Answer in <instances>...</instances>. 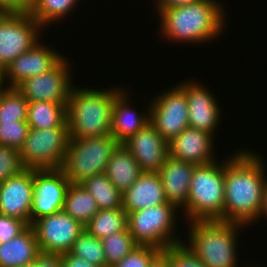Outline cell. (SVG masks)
I'll return each mask as SVG.
<instances>
[{"label":"cell","mask_w":267,"mask_h":267,"mask_svg":"<svg viewBox=\"0 0 267 267\" xmlns=\"http://www.w3.org/2000/svg\"><path fill=\"white\" fill-rule=\"evenodd\" d=\"M261 156L240 149L226 157L224 221L246 226L259 221L267 183L266 163Z\"/></svg>","instance_id":"obj_1"},{"label":"cell","mask_w":267,"mask_h":267,"mask_svg":"<svg viewBox=\"0 0 267 267\" xmlns=\"http://www.w3.org/2000/svg\"><path fill=\"white\" fill-rule=\"evenodd\" d=\"M220 1L199 0L186 6L156 9L160 35L173 43H209L225 30L226 11Z\"/></svg>","instance_id":"obj_2"},{"label":"cell","mask_w":267,"mask_h":267,"mask_svg":"<svg viewBox=\"0 0 267 267\" xmlns=\"http://www.w3.org/2000/svg\"><path fill=\"white\" fill-rule=\"evenodd\" d=\"M122 88L97 89L74 86L67 103L70 139L111 135L112 109Z\"/></svg>","instance_id":"obj_3"},{"label":"cell","mask_w":267,"mask_h":267,"mask_svg":"<svg viewBox=\"0 0 267 267\" xmlns=\"http://www.w3.org/2000/svg\"><path fill=\"white\" fill-rule=\"evenodd\" d=\"M188 236L182 242L206 267H238V233L246 225L221 220L188 222ZM189 237V238H188Z\"/></svg>","instance_id":"obj_4"},{"label":"cell","mask_w":267,"mask_h":267,"mask_svg":"<svg viewBox=\"0 0 267 267\" xmlns=\"http://www.w3.org/2000/svg\"><path fill=\"white\" fill-rule=\"evenodd\" d=\"M196 166L190 183L187 206L182 209L188 222L196 220L224 221L225 159Z\"/></svg>","instance_id":"obj_5"},{"label":"cell","mask_w":267,"mask_h":267,"mask_svg":"<svg viewBox=\"0 0 267 267\" xmlns=\"http://www.w3.org/2000/svg\"><path fill=\"white\" fill-rule=\"evenodd\" d=\"M178 211L173 204L167 202L128 212L127 228L138 245L154 246L164 251L183 242L175 234Z\"/></svg>","instance_id":"obj_6"},{"label":"cell","mask_w":267,"mask_h":267,"mask_svg":"<svg viewBox=\"0 0 267 267\" xmlns=\"http://www.w3.org/2000/svg\"><path fill=\"white\" fill-rule=\"evenodd\" d=\"M118 145L111 135L70 139L61 170L69 182L75 184L103 174Z\"/></svg>","instance_id":"obj_7"},{"label":"cell","mask_w":267,"mask_h":267,"mask_svg":"<svg viewBox=\"0 0 267 267\" xmlns=\"http://www.w3.org/2000/svg\"><path fill=\"white\" fill-rule=\"evenodd\" d=\"M70 136L68 123L46 130L30 128L19 153L25 169H61Z\"/></svg>","instance_id":"obj_8"},{"label":"cell","mask_w":267,"mask_h":267,"mask_svg":"<svg viewBox=\"0 0 267 267\" xmlns=\"http://www.w3.org/2000/svg\"><path fill=\"white\" fill-rule=\"evenodd\" d=\"M42 32L31 14H0V68L4 70L12 60L30 50L42 39Z\"/></svg>","instance_id":"obj_9"},{"label":"cell","mask_w":267,"mask_h":267,"mask_svg":"<svg viewBox=\"0 0 267 267\" xmlns=\"http://www.w3.org/2000/svg\"><path fill=\"white\" fill-rule=\"evenodd\" d=\"M175 85L157 94L149 104V122L168 142L189 127L186 93Z\"/></svg>","instance_id":"obj_10"},{"label":"cell","mask_w":267,"mask_h":267,"mask_svg":"<svg viewBox=\"0 0 267 267\" xmlns=\"http://www.w3.org/2000/svg\"><path fill=\"white\" fill-rule=\"evenodd\" d=\"M71 65L65 56L48 72L24 79L16 88L28 102L68 103L75 86Z\"/></svg>","instance_id":"obj_11"},{"label":"cell","mask_w":267,"mask_h":267,"mask_svg":"<svg viewBox=\"0 0 267 267\" xmlns=\"http://www.w3.org/2000/svg\"><path fill=\"white\" fill-rule=\"evenodd\" d=\"M35 231L40 252L63 254L70 252L85 226L63 210L41 217L31 225Z\"/></svg>","instance_id":"obj_12"},{"label":"cell","mask_w":267,"mask_h":267,"mask_svg":"<svg viewBox=\"0 0 267 267\" xmlns=\"http://www.w3.org/2000/svg\"><path fill=\"white\" fill-rule=\"evenodd\" d=\"M70 184L61 169H33L31 225L41 217L63 210Z\"/></svg>","instance_id":"obj_13"},{"label":"cell","mask_w":267,"mask_h":267,"mask_svg":"<svg viewBox=\"0 0 267 267\" xmlns=\"http://www.w3.org/2000/svg\"><path fill=\"white\" fill-rule=\"evenodd\" d=\"M178 86L186 93L189 127L215 136L222 110L211 90L193 79L180 81Z\"/></svg>","instance_id":"obj_14"},{"label":"cell","mask_w":267,"mask_h":267,"mask_svg":"<svg viewBox=\"0 0 267 267\" xmlns=\"http://www.w3.org/2000/svg\"><path fill=\"white\" fill-rule=\"evenodd\" d=\"M32 199L33 169H24L0 183V214L23 220L29 226Z\"/></svg>","instance_id":"obj_15"},{"label":"cell","mask_w":267,"mask_h":267,"mask_svg":"<svg viewBox=\"0 0 267 267\" xmlns=\"http://www.w3.org/2000/svg\"><path fill=\"white\" fill-rule=\"evenodd\" d=\"M64 56L54 48L45 46L41 39L26 53L12 60L3 70L4 80L7 79L4 81L6 87H16L26 78L48 72Z\"/></svg>","instance_id":"obj_16"},{"label":"cell","mask_w":267,"mask_h":267,"mask_svg":"<svg viewBox=\"0 0 267 267\" xmlns=\"http://www.w3.org/2000/svg\"><path fill=\"white\" fill-rule=\"evenodd\" d=\"M122 145L131 152L143 171L159 172L169 156L168 141L150 122Z\"/></svg>","instance_id":"obj_17"},{"label":"cell","mask_w":267,"mask_h":267,"mask_svg":"<svg viewBox=\"0 0 267 267\" xmlns=\"http://www.w3.org/2000/svg\"><path fill=\"white\" fill-rule=\"evenodd\" d=\"M214 136L191 127L185 128L168 142L169 156L196 166L208 165L216 160Z\"/></svg>","instance_id":"obj_18"},{"label":"cell","mask_w":267,"mask_h":267,"mask_svg":"<svg viewBox=\"0 0 267 267\" xmlns=\"http://www.w3.org/2000/svg\"><path fill=\"white\" fill-rule=\"evenodd\" d=\"M196 165L170 156L158 172L167 202L181 210L187 206L189 189Z\"/></svg>","instance_id":"obj_19"},{"label":"cell","mask_w":267,"mask_h":267,"mask_svg":"<svg viewBox=\"0 0 267 267\" xmlns=\"http://www.w3.org/2000/svg\"><path fill=\"white\" fill-rule=\"evenodd\" d=\"M123 209L135 210L167 203L158 172L143 171L138 179L122 194Z\"/></svg>","instance_id":"obj_20"},{"label":"cell","mask_w":267,"mask_h":267,"mask_svg":"<svg viewBox=\"0 0 267 267\" xmlns=\"http://www.w3.org/2000/svg\"><path fill=\"white\" fill-rule=\"evenodd\" d=\"M128 91L122 89L115 97L112 109L111 136L122 144L130 136L135 135L150 121L149 106L144 114L136 112L130 105Z\"/></svg>","instance_id":"obj_21"},{"label":"cell","mask_w":267,"mask_h":267,"mask_svg":"<svg viewBox=\"0 0 267 267\" xmlns=\"http://www.w3.org/2000/svg\"><path fill=\"white\" fill-rule=\"evenodd\" d=\"M40 253L35 231L29 225L22 233L0 244V267H22Z\"/></svg>","instance_id":"obj_22"},{"label":"cell","mask_w":267,"mask_h":267,"mask_svg":"<svg viewBox=\"0 0 267 267\" xmlns=\"http://www.w3.org/2000/svg\"><path fill=\"white\" fill-rule=\"evenodd\" d=\"M142 172L131 152L124 145L119 144L109 159L105 174L123 194Z\"/></svg>","instance_id":"obj_23"},{"label":"cell","mask_w":267,"mask_h":267,"mask_svg":"<svg viewBox=\"0 0 267 267\" xmlns=\"http://www.w3.org/2000/svg\"><path fill=\"white\" fill-rule=\"evenodd\" d=\"M67 122V103L34 101L28 103L27 123L33 129L62 127Z\"/></svg>","instance_id":"obj_24"},{"label":"cell","mask_w":267,"mask_h":267,"mask_svg":"<svg viewBox=\"0 0 267 267\" xmlns=\"http://www.w3.org/2000/svg\"><path fill=\"white\" fill-rule=\"evenodd\" d=\"M63 211L85 226L99 211V207L82 185L71 183L66 192Z\"/></svg>","instance_id":"obj_25"},{"label":"cell","mask_w":267,"mask_h":267,"mask_svg":"<svg viewBox=\"0 0 267 267\" xmlns=\"http://www.w3.org/2000/svg\"><path fill=\"white\" fill-rule=\"evenodd\" d=\"M95 199L99 209L123 208L122 193L105 173L94 175L80 183Z\"/></svg>","instance_id":"obj_26"},{"label":"cell","mask_w":267,"mask_h":267,"mask_svg":"<svg viewBox=\"0 0 267 267\" xmlns=\"http://www.w3.org/2000/svg\"><path fill=\"white\" fill-rule=\"evenodd\" d=\"M85 229L98 239L127 229V212L123 209H99L85 225Z\"/></svg>","instance_id":"obj_27"},{"label":"cell","mask_w":267,"mask_h":267,"mask_svg":"<svg viewBox=\"0 0 267 267\" xmlns=\"http://www.w3.org/2000/svg\"><path fill=\"white\" fill-rule=\"evenodd\" d=\"M79 0H34L31 15L44 29L50 24L69 17L70 12L75 10Z\"/></svg>","instance_id":"obj_28"},{"label":"cell","mask_w":267,"mask_h":267,"mask_svg":"<svg viewBox=\"0 0 267 267\" xmlns=\"http://www.w3.org/2000/svg\"><path fill=\"white\" fill-rule=\"evenodd\" d=\"M28 103L16 87H5L0 95V121H27Z\"/></svg>","instance_id":"obj_29"},{"label":"cell","mask_w":267,"mask_h":267,"mask_svg":"<svg viewBox=\"0 0 267 267\" xmlns=\"http://www.w3.org/2000/svg\"><path fill=\"white\" fill-rule=\"evenodd\" d=\"M70 253L98 267H107L102 240L86 229L75 240Z\"/></svg>","instance_id":"obj_30"},{"label":"cell","mask_w":267,"mask_h":267,"mask_svg":"<svg viewBox=\"0 0 267 267\" xmlns=\"http://www.w3.org/2000/svg\"><path fill=\"white\" fill-rule=\"evenodd\" d=\"M102 245L107 267H112L138 246L128 228L125 231L104 237Z\"/></svg>","instance_id":"obj_31"},{"label":"cell","mask_w":267,"mask_h":267,"mask_svg":"<svg viewBox=\"0 0 267 267\" xmlns=\"http://www.w3.org/2000/svg\"><path fill=\"white\" fill-rule=\"evenodd\" d=\"M29 129L27 121H0V145L20 151Z\"/></svg>","instance_id":"obj_32"},{"label":"cell","mask_w":267,"mask_h":267,"mask_svg":"<svg viewBox=\"0 0 267 267\" xmlns=\"http://www.w3.org/2000/svg\"><path fill=\"white\" fill-rule=\"evenodd\" d=\"M19 150L0 145V183L24 170Z\"/></svg>","instance_id":"obj_33"},{"label":"cell","mask_w":267,"mask_h":267,"mask_svg":"<svg viewBox=\"0 0 267 267\" xmlns=\"http://www.w3.org/2000/svg\"><path fill=\"white\" fill-rule=\"evenodd\" d=\"M162 250L149 245L136 246L127 256L112 267H149Z\"/></svg>","instance_id":"obj_34"},{"label":"cell","mask_w":267,"mask_h":267,"mask_svg":"<svg viewBox=\"0 0 267 267\" xmlns=\"http://www.w3.org/2000/svg\"><path fill=\"white\" fill-rule=\"evenodd\" d=\"M170 258L171 267H206L183 243L164 250Z\"/></svg>","instance_id":"obj_35"},{"label":"cell","mask_w":267,"mask_h":267,"mask_svg":"<svg viewBox=\"0 0 267 267\" xmlns=\"http://www.w3.org/2000/svg\"><path fill=\"white\" fill-rule=\"evenodd\" d=\"M27 227L23 220L0 214V244L15 238Z\"/></svg>","instance_id":"obj_36"},{"label":"cell","mask_w":267,"mask_h":267,"mask_svg":"<svg viewBox=\"0 0 267 267\" xmlns=\"http://www.w3.org/2000/svg\"><path fill=\"white\" fill-rule=\"evenodd\" d=\"M34 0H0V14H30Z\"/></svg>","instance_id":"obj_37"},{"label":"cell","mask_w":267,"mask_h":267,"mask_svg":"<svg viewBox=\"0 0 267 267\" xmlns=\"http://www.w3.org/2000/svg\"><path fill=\"white\" fill-rule=\"evenodd\" d=\"M34 267H62L61 255L40 252L32 262Z\"/></svg>","instance_id":"obj_38"},{"label":"cell","mask_w":267,"mask_h":267,"mask_svg":"<svg viewBox=\"0 0 267 267\" xmlns=\"http://www.w3.org/2000/svg\"><path fill=\"white\" fill-rule=\"evenodd\" d=\"M60 255L62 259V267H98L97 265L91 264L86 260L71 254L70 252Z\"/></svg>","instance_id":"obj_39"},{"label":"cell","mask_w":267,"mask_h":267,"mask_svg":"<svg viewBox=\"0 0 267 267\" xmlns=\"http://www.w3.org/2000/svg\"><path fill=\"white\" fill-rule=\"evenodd\" d=\"M199 0H156L154 1L155 9H166L173 7L186 6L188 4H193Z\"/></svg>","instance_id":"obj_40"},{"label":"cell","mask_w":267,"mask_h":267,"mask_svg":"<svg viewBox=\"0 0 267 267\" xmlns=\"http://www.w3.org/2000/svg\"><path fill=\"white\" fill-rule=\"evenodd\" d=\"M149 267H171L170 266V258L164 252L161 251L150 263Z\"/></svg>","instance_id":"obj_41"},{"label":"cell","mask_w":267,"mask_h":267,"mask_svg":"<svg viewBox=\"0 0 267 267\" xmlns=\"http://www.w3.org/2000/svg\"><path fill=\"white\" fill-rule=\"evenodd\" d=\"M264 217L265 219H267V183L264 190L263 208L260 213L259 219L262 220L261 218L264 219Z\"/></svg>","instance_id":"obj_42"},{"label":"cell","mask_w":267,"mask_h":267,"mask_svg":"<svg viewBox=\"0 0 267 267\" xmlns=\"http://www.w3.org/2000/svg\"><path fill=\"white\" fill-rule=\"evenodd\" d=\"M4 81V72L3 69L0 68V90H3L6 87Z\"/></svg>","instance_id":"obj_43"},{"label":"cell","mask_w":267,"mask_h":267,"mask_svg":"<svg viewBox=\"0 0 267 267\" xmlns=\"http://www.w3.org/2000/svg\"><path fill=\"white\" fill-rule=\"evenodd\" d=\"M22 267H34V264L33 263H29V264L23 265Z\"/></svg>","instance_id":"obj_44"},{"label":"cell","mask_w":267,"mask_h":267,"mask_svg":"<svg viewBox=\"0 0 267 267\" xmlns=\"http://www.w3.org/2000/svg\"><path fill=\"white\" fill-rule=\"evenodd\" d=\"M247 266H249V267H251V266H253V267H257V265H256V266H254V265H246V267H247Z\"/></svg>","instance_id":"obj_45"}]
</instances>
